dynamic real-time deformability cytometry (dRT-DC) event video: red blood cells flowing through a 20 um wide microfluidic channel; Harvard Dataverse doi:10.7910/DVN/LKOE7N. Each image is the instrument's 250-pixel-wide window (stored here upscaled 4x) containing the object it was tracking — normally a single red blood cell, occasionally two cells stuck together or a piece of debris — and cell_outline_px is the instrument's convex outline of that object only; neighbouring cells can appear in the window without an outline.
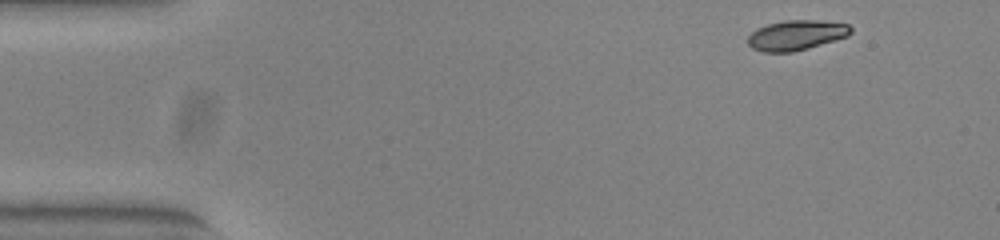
{"species": "common noctule bat (a hibernating species)", "species_latin": "Nyctalus noctula", "temperature_condition": "warm", "stored_images_in_passage": 49, "camera_frame_rate_fps": 3000, "um_per_image_px": 0.085, "animal": {"sex": "female", "body_mass_g": 23.0, "forearm_length_mm": 53.4}, "frame": {"image": 1, "passage_image": 1, "time_ms": 0.0, "image_size_px": [1000, 240], "cell_outline_px": [[852, 32], [848, 36], [836, 40], [808, 48], [792, 52], [764, 52], [752, 48], [748, 44], [748, 36], [756, 28], [768, 24], [784, 20], [816, 20], [848, 24], [852, 28]], "centroid_in_image_um": [67.68, 2.99], "position_along_channel_um": 17.3, "area_um2": 18.03}}
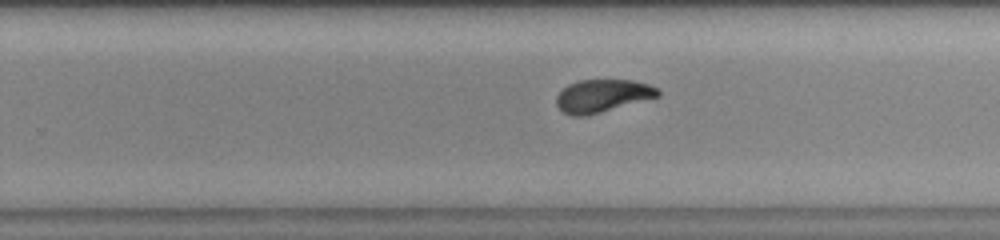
{"frame": {"image": 2, "passage_image": 29, "time_ms": 9.333, "image_size_px": [1000, 240], "cell_outline_px": [[660, 96], [600, 112], [584, 116], [572, 116], [564, 112], [556, 104], [556, 96], [568, 84], [580, 80], [632, 80], [648, 84], [656, 88], [660, 92]], "centroid_in_image_um": [51.19, 8.14], "position_along_channel_um": 278.6, "area_um2": 19.13}}
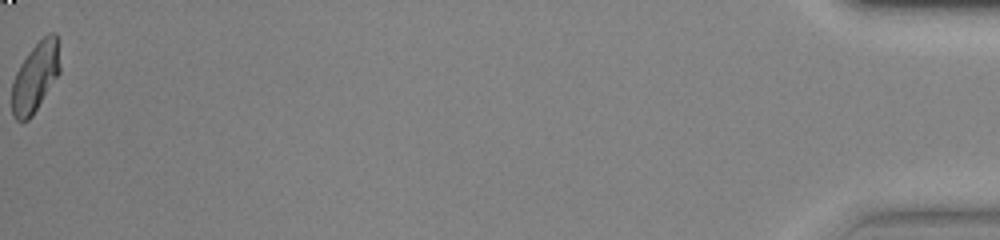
{"frame": {"image": 3, "passage_image": 49, "time_ms": 16.0, "image_size_px": [1000, 240], "cell_outline_px": [[60, 72], [32, 116], [28, 120], [16, 120], [12, 116], [12, 80], [20, 64], [28, 52], [48, 32], [56, 32], [60, 40]], "centroid_in_image_um": [3.03, 6.5], "position_along_channel_um": 432.2, "area_um2": 19.77}, "authors_computed_cell_mechanics": {"area_um2": 19.7098, "velocity_mm_per_s": 3.8788, "shape_relaxation_time_tau1_ms": 4.067, "shape_relaxation_time_tau2_ms": 1.7524, "deformation_change_tau1": 0.2054, "deformation_change_tau2": 0.0246}}